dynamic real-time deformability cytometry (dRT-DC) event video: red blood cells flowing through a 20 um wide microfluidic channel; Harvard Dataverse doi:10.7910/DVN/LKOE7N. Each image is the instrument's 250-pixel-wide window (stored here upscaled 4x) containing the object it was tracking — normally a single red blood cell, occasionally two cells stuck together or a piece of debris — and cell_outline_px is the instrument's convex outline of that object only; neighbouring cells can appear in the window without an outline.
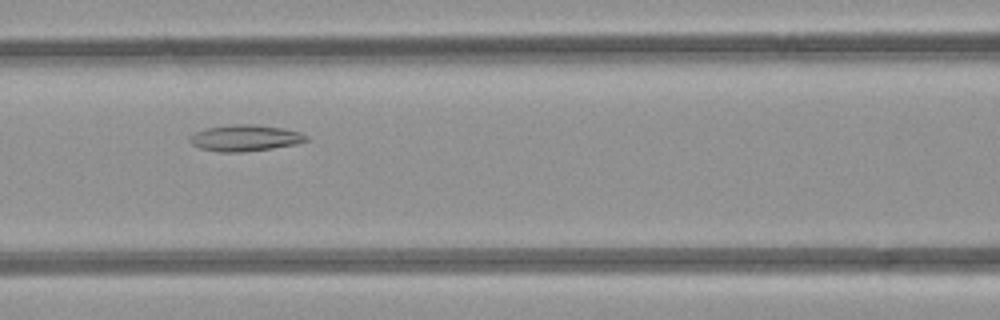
{"species": "common noctule bat (a hibernating species)", "species_latin": "Nyctalus noctula", "temperature_condition": "room temperature", "stored_images_in_passage": 6, "segment_of_instrument_passage": [1, 2], "camera_frame_rate_fps": 3000, "um_per_image_px": 0.085, "animal": {"sex": "female", "body_mass_g": 21.9}, "frame": {"image": 1, "passage_image": 4, "time_ms": 3.333, "image_size_px": [1000, 320], "cell_outline_px": [[308, 140], [296, 144], [272, 148], [240, 152], [220, 152], [200, 148], [192, 144], [188, 140], [196, 132], [208, 128], [232, 124], [256, 124], [284, 128], [300, 132], [308, 136]], "centroid_in_image_um": [20.86, 11.72], "position_along_channel_um": 145.7, "area_um2": 17.74}}
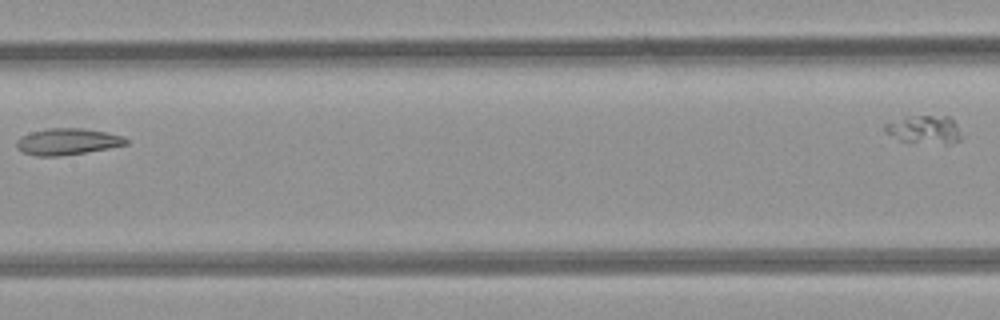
{"frame": {"image": 2, "passage_image": 5, "time_ms": 4.667, "image_size_px": [1000, 320], "cell_outline_px": [[128, 144], [108, 148], [84, 152], [56, 156], [36, 156], [24, 152], [16, 148], [16, 140], [20, 136], [32, 132], [48, 128], [84, 128], [108, 132], [124, 136], [128, 140]], "centroid_in_image_um": [5.73, 12.02], "position_along_channel_um": 201.7, "area_um2": 16.88}}